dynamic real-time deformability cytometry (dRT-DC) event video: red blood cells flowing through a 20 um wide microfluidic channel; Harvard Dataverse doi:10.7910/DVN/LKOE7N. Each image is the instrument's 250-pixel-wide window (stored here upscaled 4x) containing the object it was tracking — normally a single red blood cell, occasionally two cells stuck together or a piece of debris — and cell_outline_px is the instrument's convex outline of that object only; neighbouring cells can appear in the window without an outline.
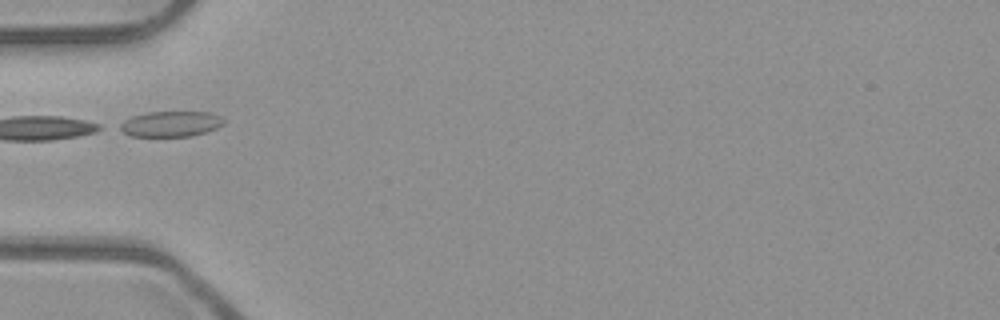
{"species": "common noctule bat (a hibernating species)", "species_latin": "Nyctalus noctula", "temperature_condition": "room temperature", "stored_images_in_passage": 35, "camera_frame_rate_fps": 3000, "um_per_image_px": 0.085, "animal": {"sex": "male", "body_mass_g": 23.1, "forearm_length_mm": 52.7}, "frame": {"image": 1, "passage_image": 1, "time_ms": 0.0, "image_size_px": [1000, 320], "cell_outline_px": [[224, 124], [216, 128], [192, 136], [132, 136], [116, 128], [116, 124], [132, 116], [148, 112], [212, 112], [220, 116], [224, 120]], "centroid_in_image_um": [14.47, 10.53], "position_along_channel_um": 70.5, "area_um2": 15.55}}